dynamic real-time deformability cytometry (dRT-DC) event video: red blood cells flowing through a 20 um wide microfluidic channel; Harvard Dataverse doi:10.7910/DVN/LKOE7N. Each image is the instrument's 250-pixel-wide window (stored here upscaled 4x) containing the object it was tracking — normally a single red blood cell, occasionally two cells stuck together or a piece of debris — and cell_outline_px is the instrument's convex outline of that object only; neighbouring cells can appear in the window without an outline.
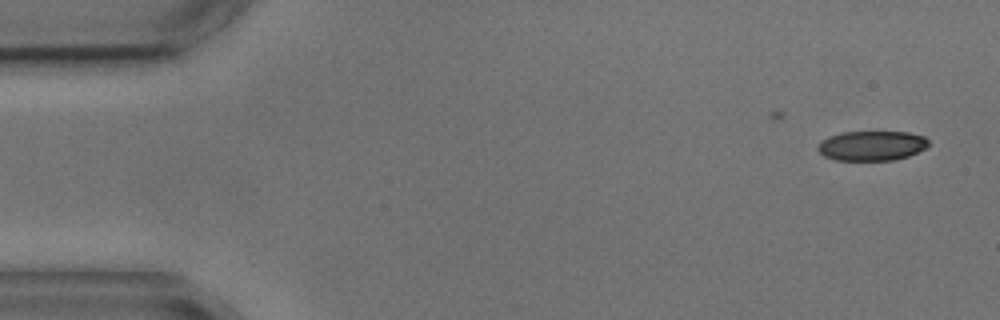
{"species": "common noctule bat (a hibernating species)", "species_latin": "Nyctalus noctula", "temperature_condition": "cold", "stored_images_in_passage": 4, "camera_frame_rate_fps": 3000, "um_per_image_px": 0.085, "animal": {"sex": "male", "body_mass_g": 17.9, "forearm_length_mm": 54.2}, "frame": {"image": 1, "passage_image": 1, "time_ms": 0.0, "image_size_px": [1000, 320], "cell_outline_px": [[928, 144], [924, 148], [908, 156], [892, 160], [836, 160], [824, 156], [816, 148], [820, 140], [828, 136], [840, 132], [908, 132], [924, 136], [928, 140]], "centroid_in_image_um": [74.05, 12.38], "position_along_channel_um": 11.0, "area_um2": 19.19}}